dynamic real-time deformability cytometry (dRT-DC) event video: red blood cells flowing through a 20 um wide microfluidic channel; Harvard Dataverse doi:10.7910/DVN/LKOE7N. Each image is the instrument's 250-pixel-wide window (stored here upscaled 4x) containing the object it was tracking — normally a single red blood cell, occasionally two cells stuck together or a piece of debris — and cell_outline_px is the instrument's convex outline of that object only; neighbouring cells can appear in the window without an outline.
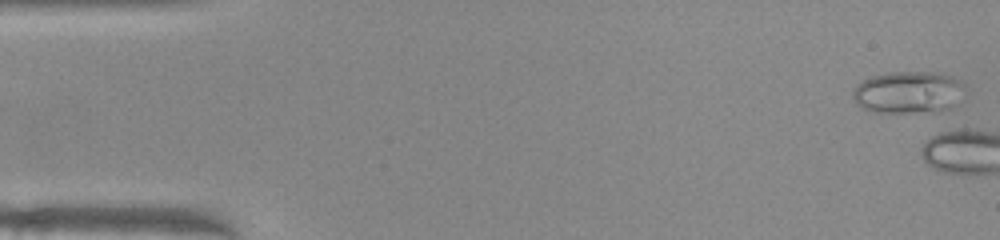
{"species": "common noctule bat (a hibernating species)", "species_latin": "Nyctalus noctula", "temperature_condition": "warm", "stored_images_in_passage": 3, "camera_frame_rate_fps": 3000, "um_per_image_px": 0.085, "animal": {"sex": "female", "body_mass_g": 22.0, "forearm_length_mm": 56.7}, "frame": {"image": 1, "passage_image": 1, "time_ms": 0.0, "image_size_px": [1000, 240], "cell_outline_px": [[964, 88], [952, 104], [948, 108], [936, 112], [872, 112], [860, 108], [852, 100], [852, 92], [856, 84], [872, 76], [888, 72], [940, 72], [952, 76], [960, 80], [964, 84]], "centroid_in_image_um": [77.13, 7.84], "position_along_channel_um": 7.9, "area_um2": 27.57}}